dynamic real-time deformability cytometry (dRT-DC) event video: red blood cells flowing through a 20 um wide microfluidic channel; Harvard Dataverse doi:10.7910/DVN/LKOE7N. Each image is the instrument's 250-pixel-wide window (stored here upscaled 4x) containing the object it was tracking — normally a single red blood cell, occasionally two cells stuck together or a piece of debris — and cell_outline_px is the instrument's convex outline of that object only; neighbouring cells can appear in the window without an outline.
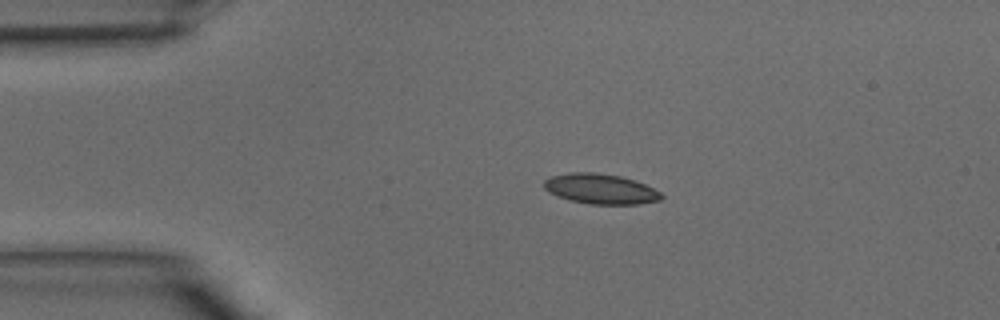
{"species": "common noctule bat (a hibernating species)", "species_latin": "Nyctalus noctula", "temperature_condition": "warm", "stored_images_in_passage": 32, "camera_frame_rate_fps": 3000, "um_per_image_px": 0.085, "animal": {"sex": "male", "body_mass_g": 15.6}, "frame": {"image": 1, "passage_image": 1, "time_ms": 0.0, "image_size_px": [1000, 320], "cell_outline_px": [[664, 196], [660, 200], [640, 204], [588, 204], [568, 200], [556, 196], [548, 192], [544, 188], [544, 180], [548, 176], [572, 172], [592, 172], [620, 176], [644, 184], [660, 192]], "centroid_in_image_um": [50.99, 16.06], "position_along_channel_um": 34.0, "area_um2": 20.69}}
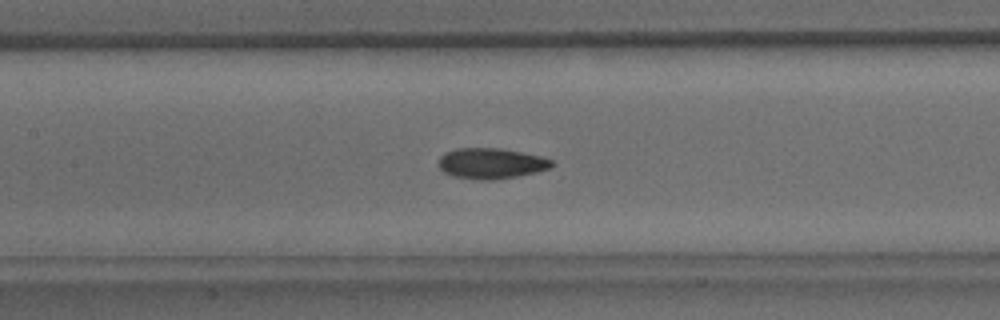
{"frame": {"image": 2, "passage_image": 11, "time_ms": 3.333, "image_size_px": [1000, 320], "cell_outline_px": [[556, 164], [548, 168], [536, 172], [496, 180], [480, 180], [456, 176], [444, 172], [440, 168], [440, 156], [444, 152], [456, 148], [500, 148], [540, 156], [552, 160]], "centroid_in_image_um": [41.75, 13.88], "position_along_channel_um": 165.7, "area_um2": 20.06}}
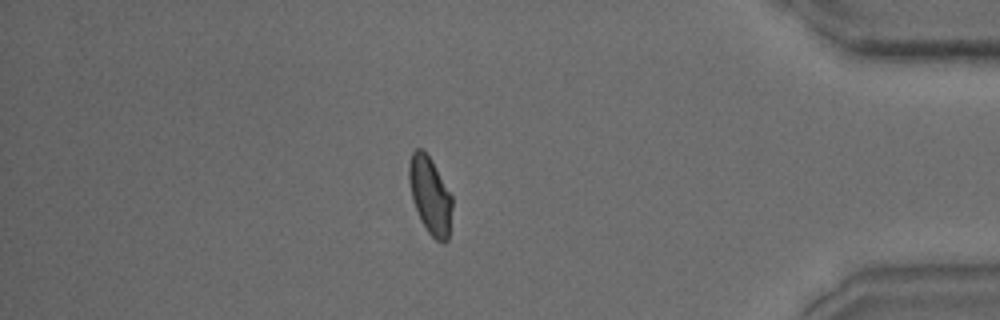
{"frame": {"image": 3, "passage_image": 27, "time_ms": 8.667, "image_size_px": [1000, 320], "cell_outline_px": [[452, 208], [448, 240], [444, 244], [436, 240], [428, 232], [420, 220], [412, 200], [408, 180], [408, 164], [412, 152], [416, 148], [420, 148], [432, 160], [452, 196]], "centroid_in_image_um": [36.55, 16.62], "position_along_channel_um": 398.7, "area_um2": 19.54}}